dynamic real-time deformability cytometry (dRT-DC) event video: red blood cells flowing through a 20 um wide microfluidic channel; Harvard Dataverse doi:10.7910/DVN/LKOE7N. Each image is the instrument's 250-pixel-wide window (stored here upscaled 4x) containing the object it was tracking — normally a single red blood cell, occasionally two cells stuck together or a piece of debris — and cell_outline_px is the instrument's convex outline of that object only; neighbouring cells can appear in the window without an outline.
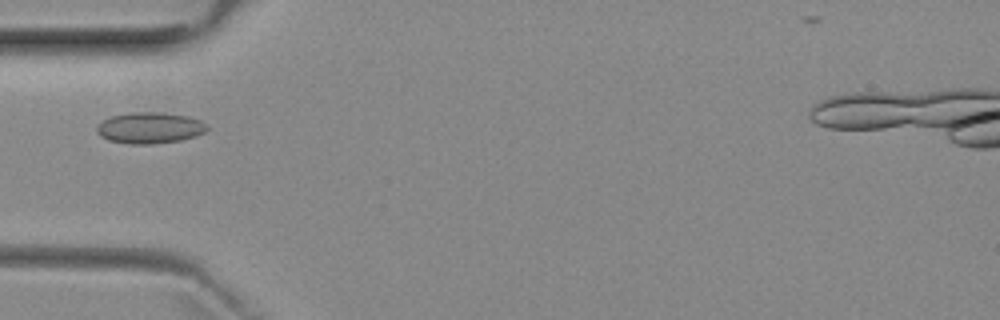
{"species": "common noctule bat (a hibernating species)", "species_latin": "Nyctalus noctula", "temperature_condition": "room temperature", "stored_images_in_passage": 6, "camera_frame_rate_fps": 3000, "um_per_image_px": 0.085, "animal": {"sex": "female", "body_mass_g": 29.2, "forearm_length_mm": 56.3}, "frame": {"image": 1, "passage_image": 5, "time_ms": 4.667, "image_size_px": [1000, 320], "cell_outline_px": [[208, 128], [204, 132], [196, 136], [180, 140], [152, 144], [128, 144], [108, 140], [100, 136], [96, 132], [96, 128], [104, 120], [112, 116], [136, 112], [160, 112], [188, 116], [200, 120], [208, 124]], "centroid_in_image_um": [12.75, 10.87], "position_along_channel_um": 72.2, "area_um2": 20.0}}
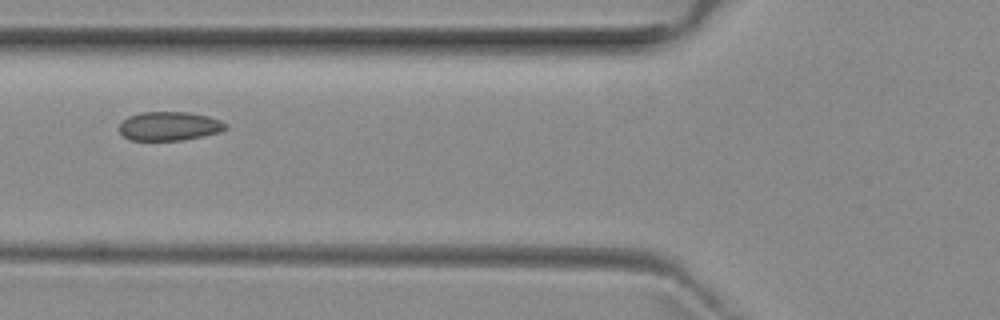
{"frame": {"image": 2, "passage_image": 6, "time_ms": 5.667, "image_size_px": [1000, 320], "cell_outline_px": [[228, 128], [216, 132], [184, 140], [132, 140], [124, 136], [120, 132], [120, 124], [128, 116], [140, 112], [188, 112], [208, 116], [220, 120], [228, 124]], "centroid_in_image_um": [14.39, 10.71], "position_along_channel_um": 111.4, "area_um2": 17.74}}